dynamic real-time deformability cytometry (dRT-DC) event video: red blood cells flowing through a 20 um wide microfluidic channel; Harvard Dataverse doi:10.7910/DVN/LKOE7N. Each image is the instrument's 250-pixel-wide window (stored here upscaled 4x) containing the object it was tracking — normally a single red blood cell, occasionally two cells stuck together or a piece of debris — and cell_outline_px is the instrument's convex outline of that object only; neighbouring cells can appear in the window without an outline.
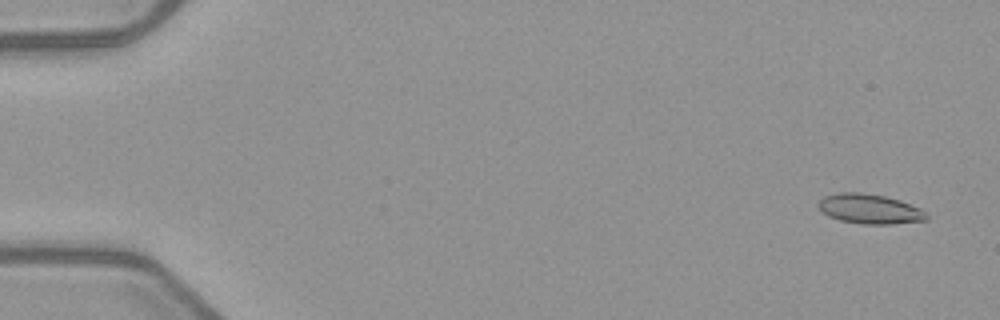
{"species": "common noctule bat (a hibernating species)", "species_latin": "Nyctalus noctula", "temperature_condition": "warm", "stored_images_in_passage": 53, "camera_frame_rate_fps": 3000, "um_per_image_px": 0.085, "animal": {"sex": "female", "body_mass_g": 21.9}, "frame": {"image": 1, "passage_image": 3, "time_ms": 0.667, "image_size_px": [1000, 320], "cell_outline_px": [[928, 220], [892, 224], [864, 224], [840, 220], [828, 216], [816, 204], [824, 196], [840, 192], [860, 192], [884, 196], [900, 200], [920, 208], [928, 212]], "centroid_in_image_um": [73.96, 17.76], "position_along_channel_um": 11.0, "area_um2": 18.79}}
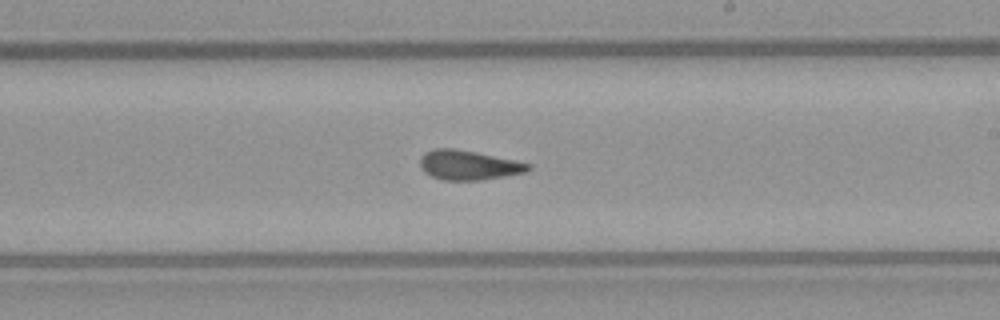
{"frame": {"image": 2, "passage_image": 32, "time_ms": 10.333, "image_size_px": [1000, 320], "cell_outline_px": [[532, 168], [524, 172], [504, 176], [480, 180], [444, 180], [432, 176], [424, 172], [420, 168], [420, 156], [424, 152], [432, 148], [456, 148], [516, 160], [532, 164]], "centroid_in_image_um": [39.8, 14.02], "position_along_channel_um": 249.2, "area_um2": 18.79}}
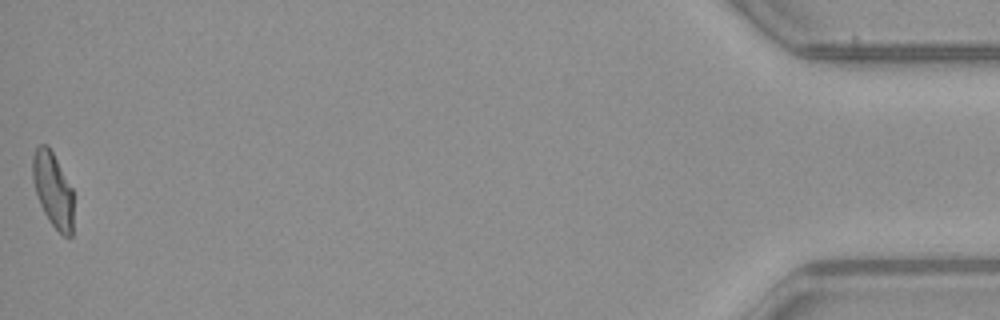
{"frame": {"image": 3, "passage_image": 53, "time_ms": 17.333, "image_size_px": [1000, 320], "cell_outline_px": [[72, 236], [64, 236], [48, 220], [40, 204], [32, 180], [32, 156], [36, 148], [40, 144], [48, 144], [72, 188]], "centroid_in_image_um": [4.47, 16.09], "position_along_channel_um": 430.7, "area_um2": 17.63}, "authors_computed_cell_mechanics": {"area_um2": 18.6694, "velocity_mm_per_s": 3.9761, "shape_relaxation_time_tau1_ms": null, "shape_relaxation_time_tau2_ms": 2.3277, "deformation_change_tau1": null, "deformation_change_tau2": 0.1036}}